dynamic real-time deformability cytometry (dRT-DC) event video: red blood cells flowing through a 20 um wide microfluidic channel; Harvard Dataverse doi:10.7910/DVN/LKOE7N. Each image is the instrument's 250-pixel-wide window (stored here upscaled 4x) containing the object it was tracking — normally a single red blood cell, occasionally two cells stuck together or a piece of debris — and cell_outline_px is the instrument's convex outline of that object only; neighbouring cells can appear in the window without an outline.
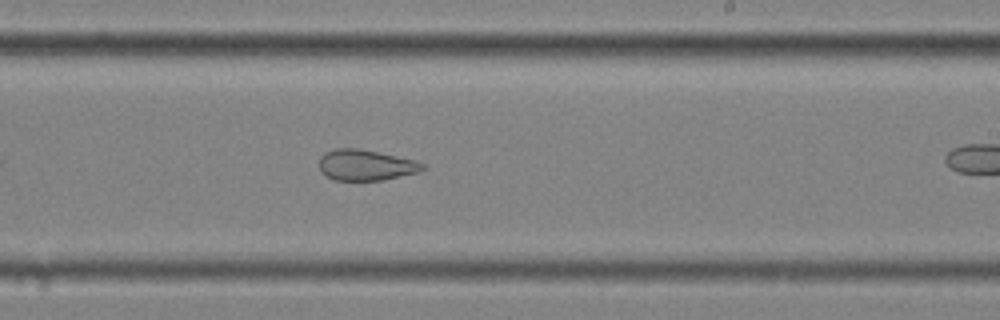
{"species": "common noctule bat (a hibernating species)", "species_latin": "Nyctalus noctula", "temperature_condition": "cold", "stored_images_in_passage": 39, "camera_frame_rate_fps": 3000, "um_per_image_px": 0.085, "animal": {"sex": "female", "body_mass_g": 25.1}, "frame": {"image": 1, "passage_image": 28, "time_ms": 9.0, "image_size_px": [1000, 320], "cell_outline_px": [[428, 168], [420, 172], [384, 180], [336, 180], [320, 172], [320, 156], [324, 152], [336, 148], [356, 148], [416, 160], [424, 164]], "centroid_in_image_um": [31.12, 14.03], "position_along_channel_um": 257.9, "area_um2": 18.61}}